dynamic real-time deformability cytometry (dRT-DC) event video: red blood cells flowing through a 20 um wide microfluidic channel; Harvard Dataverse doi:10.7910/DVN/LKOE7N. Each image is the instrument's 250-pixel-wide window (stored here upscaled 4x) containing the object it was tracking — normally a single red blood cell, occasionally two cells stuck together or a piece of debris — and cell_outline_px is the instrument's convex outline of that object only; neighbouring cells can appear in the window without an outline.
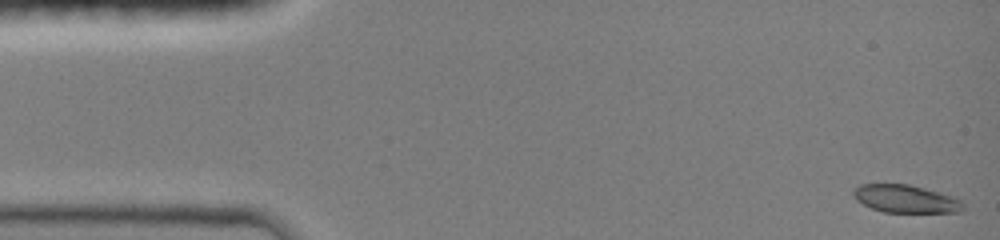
{"species": "common noctule bat (a hibernating species)", "species_latin": "Nyctalus noctula", "temperature_condition": "room temperature", "stored_images_in_passage": 28, "camera_frame_rate_fps": 3000, "um_per_image_px": 0.085, "animal": {"sex": "female", "body_mass_g": 19.0, "forearm_length_mm": 51.5}, "frame": {"image": 1, "passage_image": 1, "time_ms": 0.0, "image_size_px": [1000, 240], "cell_outline_px": [[964, 208], [960, 212], [884, 212], [872, 208], [856, 200], [852, 192], [860, 184], [908, 184], [924, 188], [960, 200], [964, 204]], "centroid_in_image_um": [76.95, 16.91], "position_along_channel_um": 8.0, "area_um2": 17.46}}
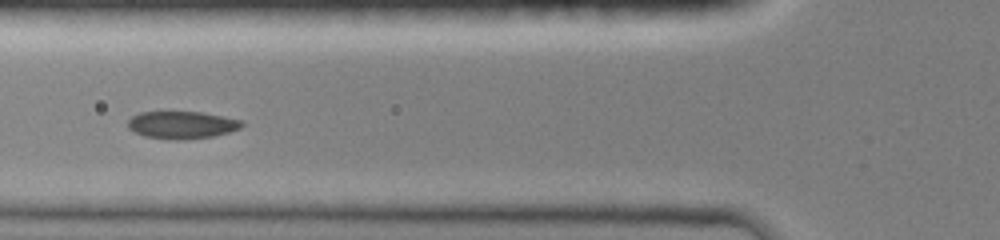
{"frame": {"image": 2, "passage_image": 15, "time_ms": 5.333, "image_size_px": [1000, 240], "cell_outline_px": [[244, 124], [240, 128], [228, 132], [212, 136], [180, 140], [172, 140], [144, 136], [128, 128], [128, 120], [132, 116], [140, 112], [200, 112], [224, 116], [244, 120]], "centroid_in_image_um": [15.47, 10.61], "position_along_channel_um": 110.3, "area_um2": 18.21}}
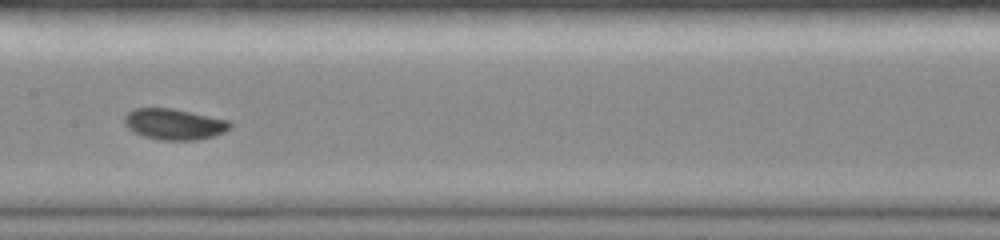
{"frame": {"image": 3, "passage_image": 27, "time_ms": 7.333, "image_size_px": [1000, 240], "cell_outline_px": [[232, 124], [224, 132], [212, 136], [196, 140], [160, 140], [144, 136], [132, 132], [124, 124], [124, 116], [132, 108], [172, 108], [228, 120]], "centroid_in_image_um": [14.75, 10.55], "position_along_channel_um": 192.7, "area_um2": 19.02}}